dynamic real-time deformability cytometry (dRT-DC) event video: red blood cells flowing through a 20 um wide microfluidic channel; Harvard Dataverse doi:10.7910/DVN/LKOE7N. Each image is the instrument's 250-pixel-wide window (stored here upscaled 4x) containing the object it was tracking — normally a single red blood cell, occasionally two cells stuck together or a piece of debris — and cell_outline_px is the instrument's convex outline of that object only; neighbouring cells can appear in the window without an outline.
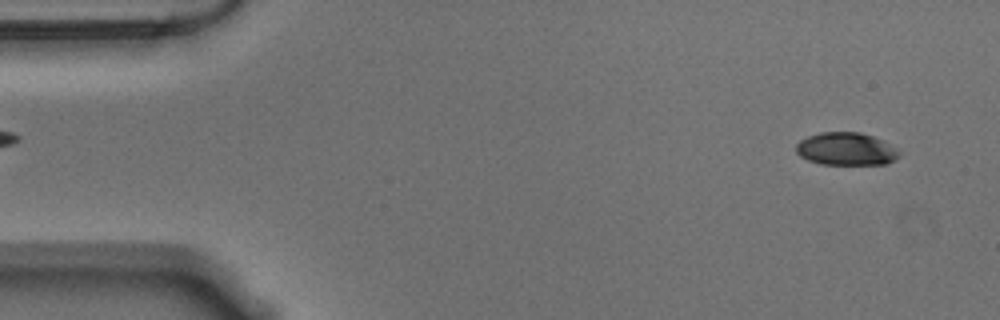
{"species": "Egyptian fruit bat (a non-hibernating species)", "species_latin": "Rousettus aegyptiacus", "temperature_condition": "warm", "stored_images_in_passage": 30, "camera_frame_rate_fps": 3000, "um_per_image_px": 0.085, "animal": {"sex": "male"}, "frame": {"image": 1, "passage_image": 3, "time_ms": 0.667, "image_size_px": [1000, 320], "cell_outline_px": [[900, 156], [896, 160], [888, 164], [820, 164], [808, 160], [800, 156], [796, 152], [796, 144], [800, 140], [808, 136], [820, 132], [860, 132], [872, 136], [880, 140], [900, 152]], "centroid_in_image_um": [71.89, 12.67], "position_along_channel_um": 13.1, "area_um2": 19.59}}
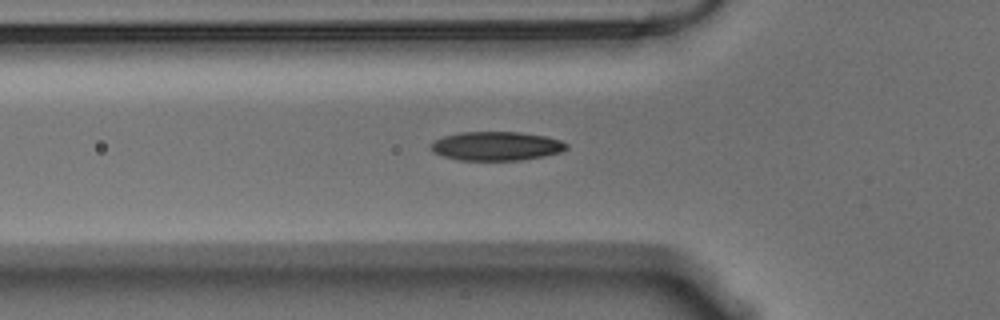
{"frame": {"image": 2, "passage_image": 18, "time_ms": 5.667, "image_size_px": [1000, 320], "cell_outline_px": [[568, 148], [560, 152], [544, 156], [520, 160], [460, 160], [444, 156], [432, 152], [432, 140], [444, 136], [460, 132], [520, 132], [544, 136], [560, 140], [568, 144]], "centroid_in_image_um": [42.19, 12.41], "position_along_channel_um": 83.6, "area_um2": 22.77}}
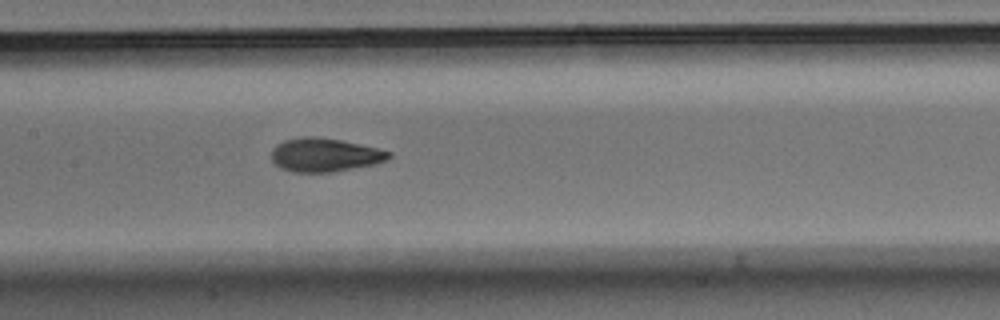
{"frame": {"image": 3, "passage_image": 26, "time_ms": 8.333, "image_size_px": [1000, 320], "cell_outline_px": [[392, 156], [388, 160], [376, 164], [332, 172], [292, 172], [280, 168], [272, 160], [272, 148], [276, 144], [284, 140], [304, 136], [316, 136], [340, 140], [376, 148], [392, 152]], "centroid_in_image_um": [27.6, 13.17], "position_along_channel_um": 179.8, "area_um2": 23.06}}